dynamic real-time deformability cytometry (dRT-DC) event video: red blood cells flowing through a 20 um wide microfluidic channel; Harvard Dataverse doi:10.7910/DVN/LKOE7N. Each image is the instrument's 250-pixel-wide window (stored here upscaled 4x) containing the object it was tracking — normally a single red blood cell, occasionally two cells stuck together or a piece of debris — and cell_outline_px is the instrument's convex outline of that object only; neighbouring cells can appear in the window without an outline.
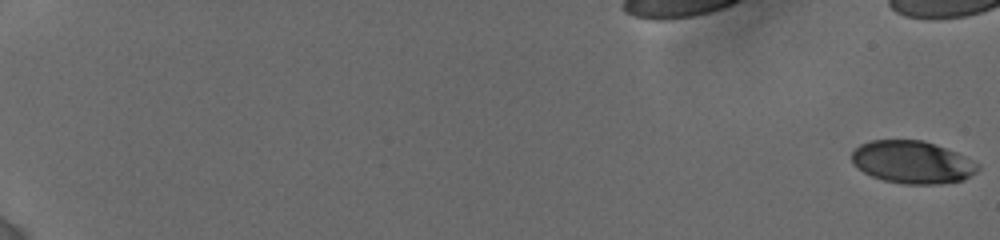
{"species": "human", "species_latin": "Homo sapiens", "temperature_condition": "cold", "stored_images_in_passage": 18, "camera_frame_rate_fps": 3000, "um_per_image_px": 0.085, "donor": {"sex": "female"}, "frame": {"image": 1, "passage_image": 1, "time_ms": 0.0, "image_size_px": [1000, 240], "cell_outline_px": [[980, 168], [976, 172], [964, 180], [940, 184], [904, 184], [884, 180], [872, 176], [856, 168], [852, 164], [852, 152], [860, 144], [872, 140], [924, 140], [956, 152], [980, 164]], "centroid_in_image_um": [77.55, 13.79], "position_along_channel_um": 7.4, "area_um2": 31.39}}
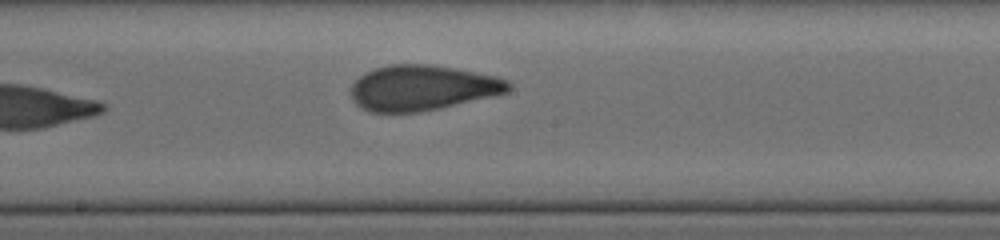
{"frame": {"image": 2, "passage_image": 18, "time_ms": 12.333, "image_size_px": [1000, 240], "cell_outline_px": [[512, 88], [508, 92], [492, 96], [436, 108], [416, 112], [372, 112], [360, 108], [352, 100], [348, 92], [352, 84], [364, 72], [388, 64], [428, 64], [456, 68], [496, 76], [508, 80], [512, 84]], "centroid_in_image_um": [35.86, 7.45], "position_along_channel_um": 212.3, "area_um2": 41.67}}